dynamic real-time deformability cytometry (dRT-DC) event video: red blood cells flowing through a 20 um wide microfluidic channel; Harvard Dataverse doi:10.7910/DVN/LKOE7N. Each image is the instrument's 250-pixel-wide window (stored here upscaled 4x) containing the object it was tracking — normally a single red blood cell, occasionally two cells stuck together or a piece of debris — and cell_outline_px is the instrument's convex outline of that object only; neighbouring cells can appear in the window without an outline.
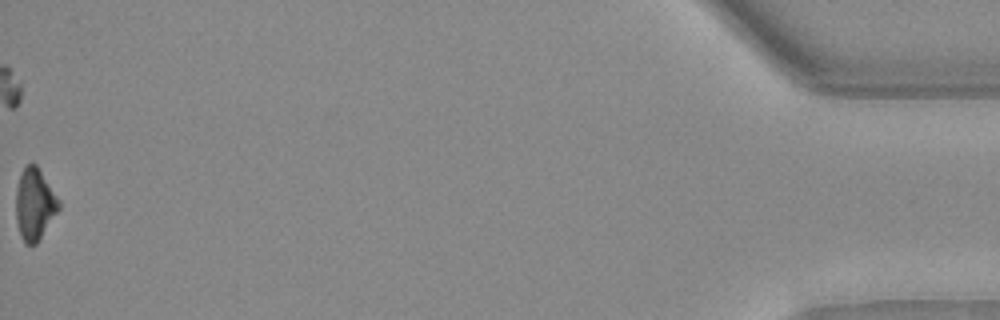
{"species": "Egyptian fruit bat (a non-hibernating species)", "species_latin": "Rousettus aegyptiacus", "temperature_condition": "warm", "stored_images_in_passage": 50, "camera_frame_rate_fps": 3000, "um_per_image_px": 0.085, "animal": {"sex": "female"}, "frame": {"image": 1, "passage_image": 50, "time_ms": 16.333, "image_size_px": [1000, 320], "cell_outline_px": [[60, 208], [36, 244], [24, 244], [20, 236], [16, 220], [16, 188], [20, 172], [24, 164], [32, 160], [36, 164], [60, 200]], "centroid_in_image_um": [2.92, 17.31], "position_along_channel_um": 432.3, "area_um2": 18.21}}